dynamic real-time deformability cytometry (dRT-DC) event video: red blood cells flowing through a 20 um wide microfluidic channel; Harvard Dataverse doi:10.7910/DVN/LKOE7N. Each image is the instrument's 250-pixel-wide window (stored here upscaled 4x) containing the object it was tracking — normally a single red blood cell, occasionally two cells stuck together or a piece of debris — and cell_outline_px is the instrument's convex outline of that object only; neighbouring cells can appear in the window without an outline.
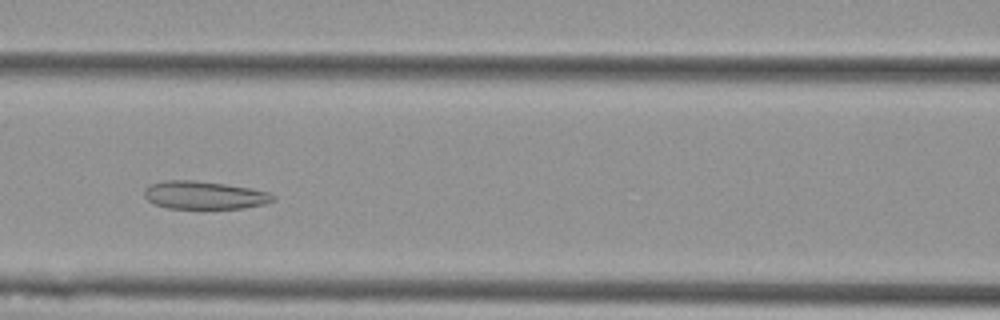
{"species": "Egyptian fruit bat (a non-hibernating species)", "species_latin": "Rousettus aegyptiacus", "temperature_condition": "cold", "stored_images_in_passage": 49, "camera_frame_rate_fps": 3000, "um_per_image_px": 0.085, "animal": {"sex": "female"}, "frame": {"image": 1, "passage_image": 18, "time_ms": 5.667, "image_size_px": [1000, 320], "cell_outline_px": [[276, 200], [264, 204], [244, 208], [168, 208], [152, 204], [144, 196], [144, 188], [152, 184], [164, 180], [192, 180], [224, 184], [252, 188], [268, 192], [276, 196]], "centroid_in_image_um": [17.37, 16.59], "position_along_channel_um": 149.2, "area_um2": 21.04}}
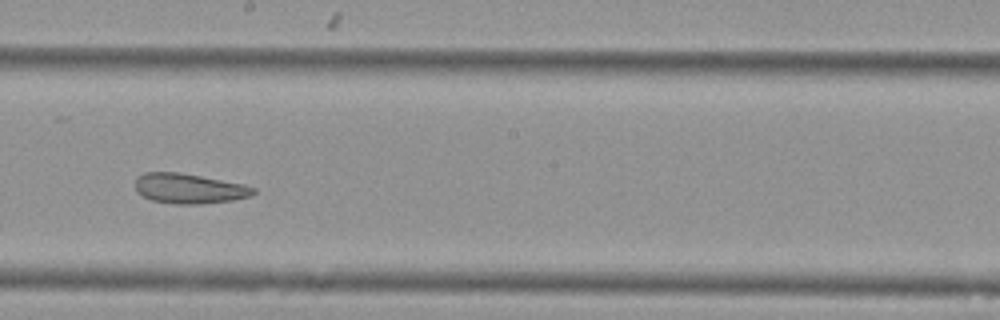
{"frame": {"image": 2, "passage_image": 25, "time_ms": 8.0, "image_size_px": [1000, 320], "cell_outline_px": [[256, 192], [252, 196], [232, 200], [196, 204], [176, 204], [152, 200], [136, 192], [136, 176], [144, 172], [176, 172], [200, 176], [244, 184], [256, 188]], "centroid_in_image_um": [16.07, 16.02], "position_along_channel_um": 232.1, "area_um2": 20.58}}
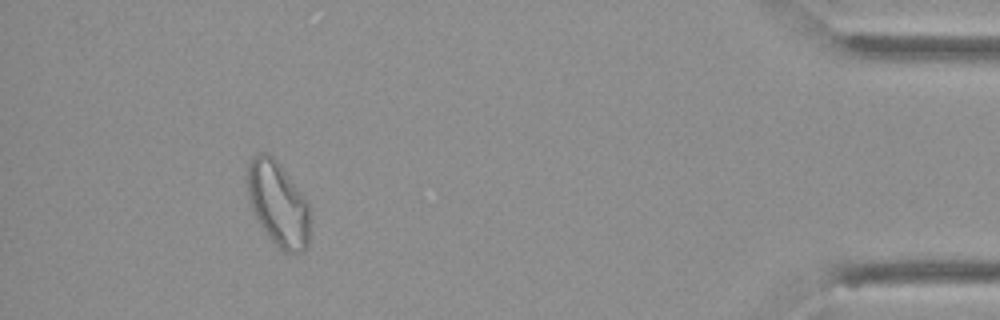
{"frame": {"image": 3, "passage_image": 45, "time_ms": 14.667, "image_size_px": [1000, 320], "cell_outline_px": [[308, 248], [304, 252], [284, 252], [268, 236], [260, 224], [248, 200], [244, 176], [248, 160], [252, 156], [260, 152], [268, 152], [280, 164], [304, 196], [308, 204]], "centroid_in_image_um": [23.57, 17.26], "position_along_channel_um": 411.6, "area_um2": 31.15}, "authors_computed_cell_mechanics": {"area_um2": 24.6228, "velocity_mm_per_s": 3.5793, "shape_relaxation_time_tau1_ms": null, "shape_relaxation_time_tau2_ms": 4.8151, "deformation_change_tau1": null, "deformation_change_tau2": 0.1298}}